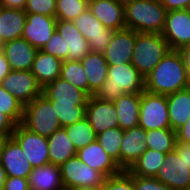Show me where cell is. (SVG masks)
<instances>
[{
  "label": "cell",
  "instance_id": "6da1fadb",
  "mask_svg": "<svg viewBox=\"0 0 190 190\" xmlns=\"http://www.w3.org/2000/svg\"><path fill=\"white\" fill-rule=\"evenodd\" d=\"M190 87L183 58L178 50H169L145 78V90L169 95Z\"/></svg>",
  "mask_w": 190,
  "mask_h": 190
},
{
  "label": "cell",
  "instance_id": "7a4b0ae2",
  "mask_svg": "<svg viewBox=\"0 0 190 190\" xmlns=\"http://www.w3.org/2000/svg\"><path fill=\"white\" fill-rule=\"evenodd\" d=\"M144 90L145 78L131 63L108 65L107 78L94 96L115 102L124 93H142Z\"/></svg>",
  "mask_w": 190,
  "mask_h": 190
},
{
  "label": "cell",
  "instance_id": "3957f363",
  "mask_svg": "<svg viewBox=\"0 0 190 190\" xmlns=\"http://www.w3.org/2000/svg\"><path fill=\"white\" fill-rule=\"evenodd\" d=\"M124 13L127 29L156 34L164 30L167 10L159 0H133L124 6Z\"/></svg>",
  "mask_w": 190,
  "mask_h": 190
},
{
  "label": "cell",
  "instance_id": "277c9868",
  "mask_svg": "<svg viewBox=\"0 0 190 190\" xmlns=\"http://www.w3.org/2000/svg\"><path fill=\"white\" fill-rule=\"evenodd\" d=\"M173 190L190 188V145L177 143L154 177Z\"/></svg>",
  "mask_w": 190,
  "mask_h": 190
},
{
  "label": "cell",
  "instance_id": "5b68a950",
  "mask_svg": "<svg viewBox=\"0 0 190 190\" xmlns=\"http://www.w3.org/2000/svg\"><path fill=\"white\" fill-rule=\"evenodd\" d=\"M169 50L162 34L137 32L131 64L146 78Z\"/></svg>",
  "mask_w": 190,
  "mask_h": 190
},
{
  "label": "cell",
  "instance_id": "8992f818",
  "mask_svg": "<svg viewBox=\"0 0 190 190\" xmlns=\"http://www.w3.org/2000/svg\"><path fill=\"white\" fill-rule=\"evenodd\" d=\"M21 124L29 131L46 138L62 128L51 100L43 94L24 105Z\"/></svg>",
  "mask_w": 190,
  "mask_h": 190
},
{
  "label": "cell",
  "instance_id": "52a82bcc",
  "mask_svg": "<svg viewBox=\"0 0 190 190\" xmlns=\"http://www.w3.org/2000/svg\"><path fill=\"white\" fill-rule=\"evenodd\" d=\"M138 126L145 131L171 128L166 95L141 93Z\"/></svg>",
  "mask_w": 190,
  "mask_h": 190
},
{
  "label": "cell",
  "instance_id": "ba28073f",
  "mask_svg": "<svg viewBox=\"0 0 190 190\" xmlns=\"http://www.w3.org/2000/svg\"><path fill=\"white\" fill-rule=\"evenodd\" d=\"M59 167L65 190L79 187L100 188L106 178L101 172L81 162L77 155Z\"/></svg>",
  "mask_w": 190,
  "mask_h": 190
},
{
  "label": "cell",
  "instance_id": "9c48e42d",
  "mask_svg": "<svg viewBox=\"0 0 190 190\" xmlns=\"http://www.w3.org/2000/svg\"><path fill=\"white\" fill-rule=\"evenodd\" d=\"M11 137L20 145L32 168L49 164L48 139L17 124Z\"/></svg>",
  "mask_w": 190,
  "mask_h": 190
},
{
  "label": "cell",
  "instance_id": "30bf717a",
  "mask_svg": "<svg viewBox=\"0 0 190 190\" xmlns=\"http://www.w3.org/2000/svg\"><path fill=\"white\" fill-rule=\"evenodd\" d=\"M73 23L88 41L90 51L103 53L107 49L114 31L106 28L88 8Z\"/></svg>",
  "mask_w": 190,
  "mask_h": 190
},
{
  "label": "cell",
  "instance_id": "8fae6325",
  "mask_svg": "<svg viewBox=\"0 0 190 190\" xmlns=\"http://www.w3.org/2000/svg\"><path fill=\"white\" fill-rule=\"evenodd\" d=\"M162 36L170 50H179L190 44V9L172 10L166 13Z\"/></svg>",
  "mask_w": 190,
  "mask_h": 190
},
{
  "label": "cell",
  "instance_id": "7c38bea8",
  "mask_svg": "<svg viewBox=\"0 0 190 190\" xmlns=\"http://www.w3.org/2000/svg\"><path fill=\"white\" fill-rule=\"evenodd\" d=\"M1 85L23 105L42 94V87L31 71L11 70L2 80Z\"/></svg>",
  "mask_w": 190,
  "mask_h": 190
},
{
  "label": "cell",
  "instance_id": "4fadbf2b",
  "mask_svg": "<svg viewBox=\"0 0 190 190\" xmlns=\"http://www.w3.org/2000/svg\"><path fill=\"white\" fill-rule=\"evenodd\" d=\"M114 102L97 99L94 95L87 101L85 118L98 135L109 128L119 127Z\"/></svg>",
  "mask_w": 190,
  "mask_h": 190
},
{
  "label": "cell",
  "instance_id": "5bb4252c",
  "mask_svg": "<svg viewBox=\"0 0 190 190\" xmlns=\"http://www.w3.org/2000/svg\"><path fill=\"white\" fill-rule=\"evenodd\" d=\"M56 17L27 13L22 38L41 50L56 30Z\"/></svg>",
  "mask_w": 190,
  "mask_h": 190
},
{
  "label": "cell",
  "instance_id": "9a60e30c",
  "mask_svg": "<svg viewBox=\"0 0 190 190\" xmlns=\"http://www.w3.org/2000/svg\"><path fill=\"white\" fill-rule=\"evenodd\" d=\"M137 32L132 29L114 31L107 49L103 52L108 65L131 63Z\"/></svg>",
  "mask_w": 190,
  "mask_h": 190
},
{
  "label": "cell",
  "instance_id": "2e32d148",
  "mask_svg": "<svg viewBox=\"0 0 190 190\" xmlns=\"http://www.w3.org/2000/svg\"><path fill=\"white\" fill-rule=\"evenodd\" d=\"M0 162L7 177L28 178L32 167L20 145L9 137L0 152Z\"/></svg>",
  "mask_w": 190,
  "mask_h": 190
},
{
  "label": "cell",
  "instance_id": "e0dca14e",
  "mask_svg": "<svg viewBox=\"0 0 190 190\" xmlns=\"http://www.w3.org/2000/svg\"><path fill=\"white\" fill-rule=\"evenodd\" d=\"M76 155L81 162L101 172L106 178L117 175L122 171L97 140L77 150Z\"/></svg>",
  "mask_w": 190,
  "mask_h": 190
},
{
  "label": "cell",
  "instance_id": "ac0fdd59",
  "mask_svg": "<svg viewBox=\"0 0 190 190\" xmlns=\"http://www.w3.org/2000/svg\"><path fill=\"white\" fill-rule=\"evenodd\" d=\"M51 103L56 105H87L89 96L61 77L55 79L42 89Z\"/></svg>",
  "mask_w": 190,
  "mask_h": 190
},
{
  "label": "cell",
  "instance_id": "d6986e66",
  "mask_svg": "<svg viewBox=\"0 0 190 190\" xmlns=\"http://www.w3.org/2000/svg\"><path fill=\"white\" fill-rule=\"evenodd\" d=\"M56 30L64 39L66 60L81 61L91 52L88 41L82 36L73 21L57 20Z\"/></svg>",
  "mask_w": 190,
  "mask_h": 190
},
{
  "label": "cell",
  "instance_id": "ffe728a7",
  "mask_svg": "<svg viewBox=\"0 0 190 190\" xmlns=\"http://www.w3.org/2000/svg\"><path fill=\"white\" fill-rule=\"evenodd\" d=\"M1 50L5 54L11 70L15 71H30L38 51L24 38L4 43Z\"/></svg>",
  "mask_w": 190,
  "mask_h": 190
},
{
  "label": "cell",
  "instance_id": "44dd1931",
  "mask_svg": "<svg viewBox=\"0 0 190 190\" xmlns=\"http://www.w3.org/2000/svg\"><path fill=\"white\" fill-rule=\"evenodd\" d=\"M146 131L140 127L124 130L120 146V168L128 170L133 163L145 152Z\"/></svg>",
  "mask_w": 190,
  "mask_h": 190
},
{
  "label": "cell",
  "instance_id": "7402d4cb",
  "mask_svg": "<svg viewBox=\"0 0 190 190\" xmlns=\"http://www.w3.org/2000/svg\"><path fill=\"white\" fill-rule=\"evenodd\" d=\"M88 9L106 27L113 31L126 28L124 6L114 0H89Z\"/></svg>",
  "mask_w": 190,
  "mask_h": 190
},
{
  "label": "cell",
  "instance_id": "603a6c76",
  "mask_svg": "<svg viewBox=\"0 0 190 190\" xmlns=\"http://www.w3.org/2000/svg\"><path fill=\"white\" fill-rule=\"evenodd\" d=\"M88 78V96H93L107 78L108 64L101 52H90L82 60Z\"/></svg>",
  "mask_w": 190,
  "mask_h": 190
},
{
  "label": "cell",
  "instance_id": "cb8c5ba5",
  "mask_svg": "<svg viewBox=\"0 0 190 190\" xmlns=\"http://www.w3.org/2000/svg\"><path fill=\"white\" fill-rule=\"evenodd\" d=\"M28 182L30 190H65L59 165L51 163L32 168Z\"/></svg>",
  "mask_w": 190,
  "mask_h": 190
},
{
  "label": "cell",
  "instance_id": "d4e9b609",
  "mask_svg": "<svg viewBox=\"0 0 190 190\" xmlns=\"http://www.w3.org/2000/svg\"><path fill=\"white\" fill-rule=\"evenodd\" d=\"M62 60L38 50L32 64L31 72L42 89L61 75Z\"/></svg>",
  "mask_w": 190,
  "mask_h": 190
},
{
  "label": "cell",
  "instance_id": "484cf974",
  "mask_svg": "<svg viewBox=\"0 0 190 190\" xmlns=\"http://www.w3.org/2000/svg\"><path fill=\"white\" fill-rule=\"evenodd\" d=\"M140 100L141 93H124L114 102L119 127L122 130L138 126Z\"/></svg>",
  "mask_w": 190,
  "mask_h": 190
},
{
  "label": "cell",
  "instance_id": "4316f807",
  "mask_svg": "<svg viewBox=\"0 0 190 190\" xmlns=\"http://www.w3.org/2000/svg\"><path fill=\"white\" fill-rule=\"evenodd\" d=\"M166 96L171 129L177 131L190 118V87Z\"/></svg>",
  "mask_w": 190,
  "mask_h": 190
},
{
  "label": "cell",
  "instance_id": "83f0119b",
  "mask_svg": "<svg viewBox=\"0 0 190 190\" xmlns=\"http://www.w3.org/2000/svg\"><path fill=\"white\" fill-rule=\"evenodd\" d=\"M26 15L25 10L0 6V37L3 44L22 38Z\"/></svg>",
  "mask_w": 190,
  "mask_h": 190
},
{
  "label": "cell",
  "instance_id": "f1b7e54d",
  "mask_svg": "<svg viewBox=\"0 0 190 190\" xmlns=\"http://www.w3.org/2000/svg\"><path fill=\"white\" fill-rule=\"evenodd\" d=\"M49 163L61 165L73 156L77 150L64 128L56 130L48 138Z\"/></svg>",
  "mask_w": 190,
  "mask_h": 190
},
{
  "label": "cell",
  "instance_id": "f546056e",
  "mask_svg": "<svg viewBox=\"0 0 190 190\" xmlns=\"http://www.w3.org/2000/svg\"><path fill=\"white\" fill-rule=\"evenodd\" d=\"M166 154L157 150L146 149L127 171L131 175L155 177L166 159Z\"/></svg>",
  "mask_w": 190,
  "mask_h": 190
},
{
  "label": "cell",
  "instance_id": "4dcf8cb0",
  "mask_svg": "<svg viewBox=\"0 0 190 190\" xmlns=\"http://www.w3.org/2000/svg\"><path fill=\"white\" fill-rule=\"evenodd\" d=\"M145 143L147 149L168 153L174 150L177 144L176 131L171 128L147 130Z\"/></svg>",
  "mask_w": 190,
  "mask_h": 190
},
{
  "label": "cell",
  "instance_id": "1f68e13d",
  "mask_svg": "<svg viewBox=\"0 0 190 190\" xmlns=\"http://www.w3.org/2000/svg\"><path fill=\"white\" fill-rule=\"evenodd\" d=\"M76 150L89 145L96 140L97 135L90 123L83 118L76 123L64 127Z\"/></svg>",
  "mask_w": 190,
  "mask_h": 190
},
{
  "label": "cell",
  "instance_id": "d6a6232c",
  "mask_svg": "<svg viewBox=\"0 0 190 190\" xmlns=\"http://www.w3.org/2000/svg\"><path fill=\"white\" fill-rule=\"evenodd\" d=\"M60 77L88 95V78L81 61L64 60Z\"/></svg>",
  "mask_w": 190,
  "mask_h": 190
},
{
  "label": "cell",
  "instance_id": "836d02e7",
  "mask_svg": "<svg viewBox=\"0 0 190 190\" xmlns=\"http://www.w3.org/2000/svg\"><path fill=\"white\" fill-rule=\"evenodd\" d=\"M124 130L120 127L109 128L97 135L96 140L99 142L105 152L120 167V146L123 138Z\"/></svg>",
  "mask_w": 190,
  "mask_h": 190
},
{
  "label": "cell",
  "instance_id": "e575fe53",
  "mask_svg": "<svg viewBox=\"0 0 190 190\" xmlns=\"http://www.w3.org/2000/svg\"><path fill=\"white\" fill-rule=\"evenodd\" d=\"M23 110L24 105L0 84V111L17 125L22 123Z\"/></svg>",
  "mask_w": 190,
  "mask_h": 190
},
{
  "label": "cell",
  "instance_id": "d590c367",
  "mask_svg": "<svg viewBox=\"0 0 190 190\" xmlns=\"http://www.w3.org/2000/svg\"><path fill=\"white\" fill-rule=\"evenodd\" d=\"M89 0H56L57 20L73 21L80 13L88 8Z\"/></svg>",
  "mask_w": 190,
  "mask_h": 190
},
{
  "label": "cell",
  "instance_id": "8d00e7d4",
  "mask_svg": "<svg viewBox=\"0 0 190 190\" xmlns=\"http://www.w3.org/2000/svg\"><path fill=\"white\" fill-rule=\"evenodd\" d=\"M62 128L85 118L86 105H56L52 103Z\"/></svg>",
  "mask_w": 190,
  "mask_h": 190
},
{
  "label": "cell",
  "instance_id": "74e56055",
  "mask_svg": "<svg viewBox=\"0 0 190 190\" xmlns=\"http://www.w3.org/2000/svg\"><path fill=\"white\" fill-rule=\"evenodd\" d=\"M100 190H136L132 175L127 170L105 178Z\"/></svg>",
  "mask_w": 190,
  "mask_h": 190
},
{
  "label": "cell",
  "instance_id": "f35d334b",
  "mask_svg": "<svg viewBox=\"0 0 190 190\" xmlns=\"http://www.w3.org/2000/svg\"><path fill=\"white\" fill-rule=\"evenodd\" d=\"M26 13L42 14L55 17L56 0H26Z\"/></svg>",
  "mask_w": 190,
  "mask_h": 190
},
{
  "label": "cell",
  "instance_id": "ab89813d",
  "mask_svg": "<svg viewBox=\"0 0 190 190\" xmlns=\"http://www.w3.org/2000/svg\"><path fill=\"white\" fill-rule=\"evenodd\" d=\"M41 50L61 59L62 61L66 60L64 39L57 30H55L51 38Z\"/></svg>",
  "mask_w": 190,
  "mask_h": 190
},
{
  "label": "cell",
  "instance_id": "60d3db41",
  "mask_svg": "<svg viewBox=\"0 0 190 190\" xmlns=\"http://www.w3.org/2000/svg\"><path fill=\"white\" fill-rule=\"evenodd\" d=\"M136 190H173L154 177L132 175Z\"/></svg>",
  "mask_w": 190,
  "mask_h": 190
},
{
  "label": "cell",
  "instance_id": "b9f144b4",
  "mask_svg": "<svg viewBox=\"0 0 190 190\" xmlns=\"http://www.w3.org/2000/svg\"><path fill=\"white\" fill-rule=\"evenodd\" d=\"M4 190H30L28 178L7 177Z\"/></svg>",
  "mask_w": 190,
  "mask_h": 190
},
{
  "label": "cell",
  "instance_id": "7bdbcfd3",
  "mask_svg": "<svg viewBox=\"0 0 190 190\" xmlns=\"http://www.w3.org/2000/svg\"><path fill=\"white\" fill-rule=\"evenodd\" d=\"M167 12L172 10L190 9V0H159Z\"/></svg>",
  "mask_w": 190,
  "mask_h": 190
},
{
  "label": "cell",
  "instance_id": "ee69618b",
  "mask_svg": "<svg viewBox=\"0 0 190 190\" xmlns=\"http://www.w3.org/2000/svg\"><path fill=\"white\" fill-rule=\"evenodd\" d=\"M177 143L190 145V118L176 131Z\"/></svg>",
  "mask_w": 190,
  "mask_h": 190
},
{
  "label": "cell",
  "instance_id": "f6af8a7d",
  "mask_svg": "<svg viewBox=\"0 0 190 190\" xmlns=\"http://www.w3.org/2000/svg\"><path fill=\"white\" fill-rule=\"evenodd\" d=\"M15 124L0 111V133L11 137L14 131Z\"/></svg>",
  "mask_w": 190,
  "mask_h": 190
},
{
  "label": "cell",
  "instance_id": "bcb514c9",
  "mask_svg": "<svg viewBox=\"0 0 190 190\" xmlns=\"http://www.w3.org/2000/svg\"><path fill=\"white\" fill-rule=\"evenodd\" d=\"M183 58L184 66L186 69L187 78L190 84V44L181 47L178 50Z\"/></svg>",
  "mask_w": 190,
  "mask_h": 190
},
{
  "label": "cell",
  "instance_id": "7dc6e473",
  "mask_svg": "<svg viewBox=\"0 0 190 190\" xmlns=\"http://www.w3.org/2000/svg\"><path fill=\"white\" fill-rule=\"evenodd\" d=\"M11 68L4 52L0 49V84L2 80L10 73Z\"/></svg>",
  "mask_w": 190,
  "mask_h": 190
},
{
  "label": "cell",
  "instance_id": "c3c4849f",
  "mask_svg": "<svg viewBox=\"0 0 190 190\" xmlns=\"http://www.w3.org/2000/svg\"><path fill=\"white\" fill-rule=\"evenodd\" d=\"M26 0H0V6L6 8L24 10Z\"/></svg>",
  "mask_w": 190,
  "mask_h": 190
},
{
  "label": "cell",
  "instance_id": "681fc988",
  "mask_svg": "<svg viewBox=\"0 0 190 190\" xmlns=\"http://www.w3.org/2000/svg\"><path fill=\"white\" fill-rule=\"evenodd\" d=\"M6 178L7 176H6L5 168L0 162V190H4V184H5Z\"/></svg>",
  "mask_w": 190,
  "mask_h": 190
},
{
  "label": "cell",
  "instance_id": "f907efd6",
  "mask_svg": "<svg viewBox=\"0 0 190 190\" xmlns=\"http://www.w3.org/2000/svg\"><path fill=\"white\" fill-rule=\"evenodd\" d=\"M7 139H8V137L6 135L0 133V152Z\"/></svg>",
  "mask_w": 190,
  "mask_h": 190
},
{
  "label": "cell",
  "instance_id": "816d5d0a",
  "mask_svg": "<svg viewBox=\"0 0 190 190\" xmlns=\"http://www.w3.org/2000/svg\"><path fill=\"white\" fill-rule=\"evenodd\" d=\"M71 190H100V188H92V187H79V188H74Z\"/></svg>",
  "mask_w": 190,
  "mask_h": 190
},
{
  "label": "cell",
  "instance_id": "f5cc1de1",
  "mask_svg": "<svg viewBox=\"0 0 190 190\" xmlns=\"http://www.w3.org/2000/svg\"><path fill=\"white\" fill-rule=\"evenodd\" d=\"M114 1H116V2H118L119 4L125 6V5H127V4H129V3H131L133 0H114Z\"/></svg>",
  "mask_w": 190,
  "mask_h": 190
},
{
  "label": "cell",
  "instance_id": "db71d44e",
  "mask_svg": "<svg viewBox=\"0 0 190 190\" xmlns=\"http://www.w3.org/2000/svg\"><path fill=\"white\" fill-rule=\"evenodd\" d=\"M2 45H3V43H2V40H1V37H0V49L2 48Z\"/></svg>",
  "mask_w": 190,
  "mask_h": 190
}]
</instances>
